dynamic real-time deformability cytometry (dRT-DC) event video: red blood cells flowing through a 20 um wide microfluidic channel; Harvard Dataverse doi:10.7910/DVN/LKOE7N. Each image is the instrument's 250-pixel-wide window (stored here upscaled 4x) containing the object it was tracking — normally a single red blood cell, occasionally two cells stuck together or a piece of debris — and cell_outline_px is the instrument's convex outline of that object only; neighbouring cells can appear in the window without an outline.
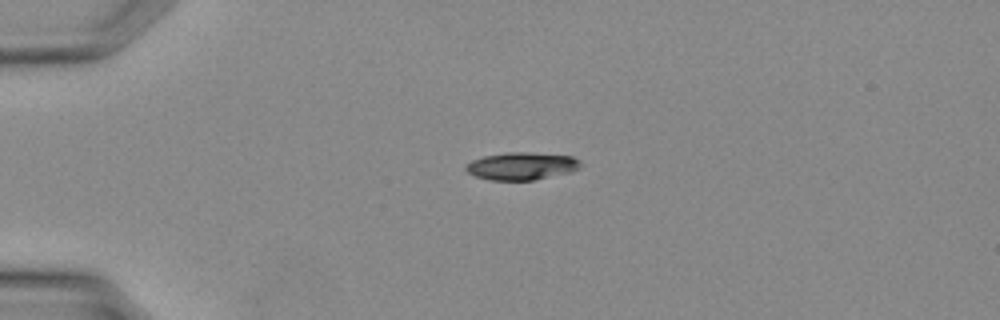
{"species": "Egyptian fruit bat (a non-hibernating species)", "species_latin": "Rousettus aegyptiacus", "temperature_condition": "warm", "stored_images_in_passage": 24, "camera_frame_rate_fps": 3000, "um_per_image_px": 0.085, "animal": {"sex": "female"}, "frame": {"image": 1, "passage_image": 1, "time_ms": 0.0, "image_size_px": [1000, 320], "cell_outline_px": [[580, 168], [572, 172], [532, 180], [488, 180], [476, 176], [468, 172], [464, 168], [464, 164], [472, 160], [484, 156], [504, 152], [528, 152], [572, 156], [580, 160]], "centroid_in_image_um": [44.32, 14.11], "position_along_channel_um": 40.7, "area_um2": 18.55}}
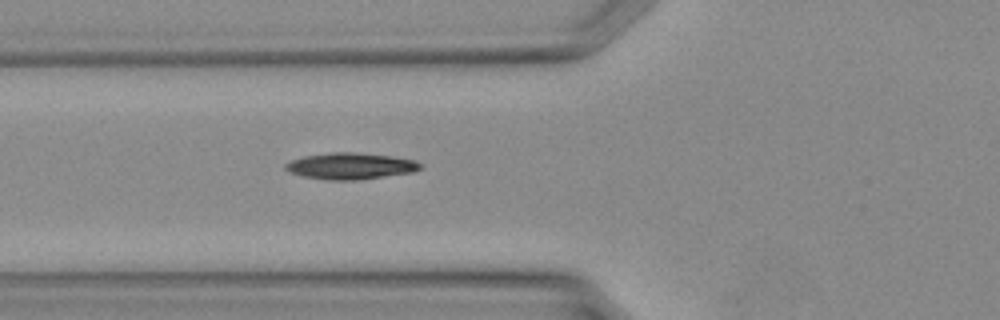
{"frame": {"image": 2, "passage_image": 6, "time_ms": 1.667, "image_size_px": [1000, 320], "cell_outline_px": [[424, 164], [420, 168], [412, 172], [356, 180], [332, 180], [304, 176], [292, 172], [284, 168], [284, 164], [292, 160], [304, 156], [332, 152], [356, 152], [392, 156], [416, 160]], "centroid_in_image_um": [29.83, 14.1], "position_along_channel_um": 96.0, "area_um2": 20.58}}
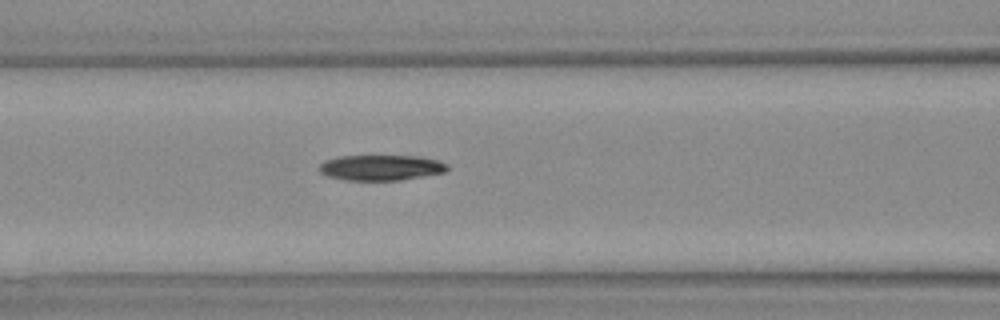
{"frame": {"image": 3, "passage_image": 8, "time_ms": 2.333, "image_size_px": [1000, 320], "cell_outline_px": [[448, 168], [444, 172], [400, 180], [344, 180], [328, 176], [320, 172], [320, 164], [324, 160], [340, 156], [416, 156], [436, 160], [448, 164]], "centroid_in_image_um": [32.36, 14.25], "position_along_channel_um": 134.2, "area_um2": 18.84}}